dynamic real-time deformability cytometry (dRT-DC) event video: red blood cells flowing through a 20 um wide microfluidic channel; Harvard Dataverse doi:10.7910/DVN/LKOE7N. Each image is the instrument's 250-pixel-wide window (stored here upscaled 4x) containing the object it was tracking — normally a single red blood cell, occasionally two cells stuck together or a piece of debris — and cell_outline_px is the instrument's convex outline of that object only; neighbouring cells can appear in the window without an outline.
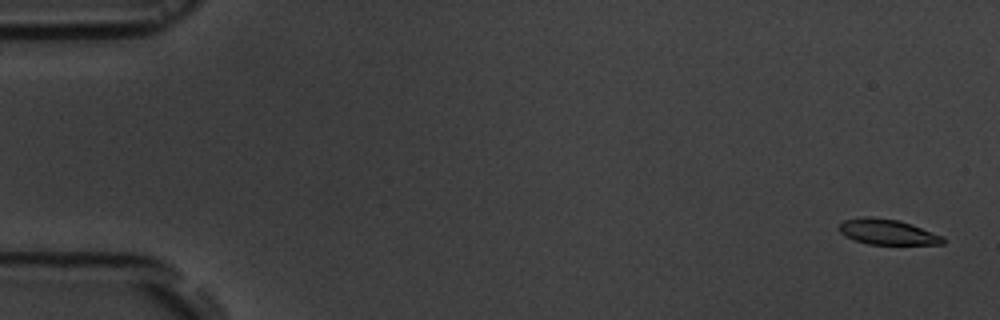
{"species": "common noctule bat (a hibernating species)", "species_latin": "Nyctalus noctula", "temperature_condition": "room temperature", "stored_images_in_passage": 56, "camera_frame_rate_fps": 3000, "um_per_image_px": 0.085, "animal": {"sex": "male", "body_mass_g": 19.5, "forearm_length_mm": 54.6}, "frame": {"image": 1, "passage_image": 2, "time_ms": 0.333, "image_size_px": [1000, 320], "cell_outline_px": [[944, 244], [868, 244], [844, 236], [836, 228], [844, 220], [864, 216], [872, 216], [896, 220], [912, 224], [944, 236]], "centroid_in_image_um": [75.41, 19.7], "position_along_channel_um": 9.6, "area_um2": 15.43}}
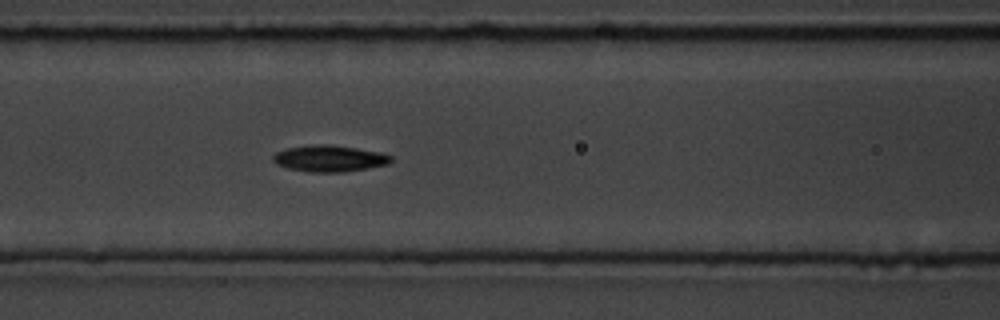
{"frame": {"image": 2, "passage_image": 24, "time_ms": 7.667, "image_size_px": [1000, 320], "cell_outline_px": [[392, 160], [388, 164], [368, 168], [344, 172], [308, 172], [288, 168], [276, 164], [272, 160], [272, 156], [276, 152], [288, 148], [312, 144], [328, 144], [356, 148], [380, 152], [392, 156]], "centroid_in_image_um": [27.99, 13.47], "position_along_channel_um": 138.6, "area_um2": 18.21}}
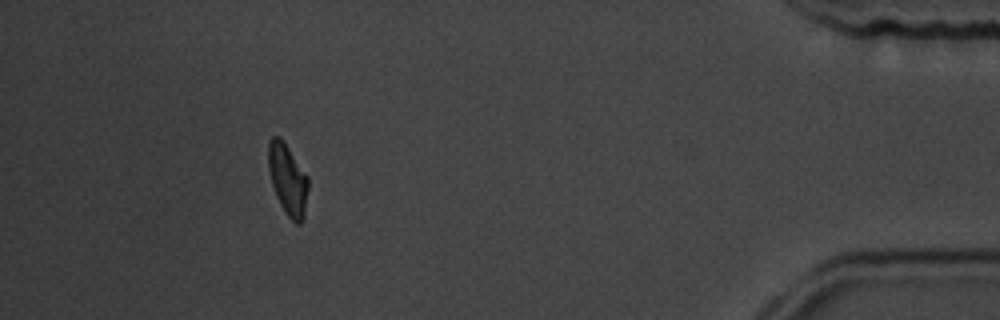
{"frame": {"image": 3, "passage_image": 51, "time_ms": 16.667, "image_size_px": [1000, 320], "cell_outline_px": [[308, 188], [304, 216], [300, 224], [296, 224], [284, 212], [276, 196], [272, 184], [268, 168], [268, 140], [272, 136], [280, 136], [308, 176]], "centroid_in_image_um": [24.45, 15.24], "position_along_channel_um": 410.8, "area_um2": 16.53}, "authors_computed_cell_mechanics": {"area_um2": 16.8776, "velocity_mm_per_s": 3.6683, "shape_relaxation_time_tau1_ms": 3.4463, "shape_relaxation_time_tau2_ms": null, "deformation_change_tau1": 0.1257, "deformation_change_tau2": null}}